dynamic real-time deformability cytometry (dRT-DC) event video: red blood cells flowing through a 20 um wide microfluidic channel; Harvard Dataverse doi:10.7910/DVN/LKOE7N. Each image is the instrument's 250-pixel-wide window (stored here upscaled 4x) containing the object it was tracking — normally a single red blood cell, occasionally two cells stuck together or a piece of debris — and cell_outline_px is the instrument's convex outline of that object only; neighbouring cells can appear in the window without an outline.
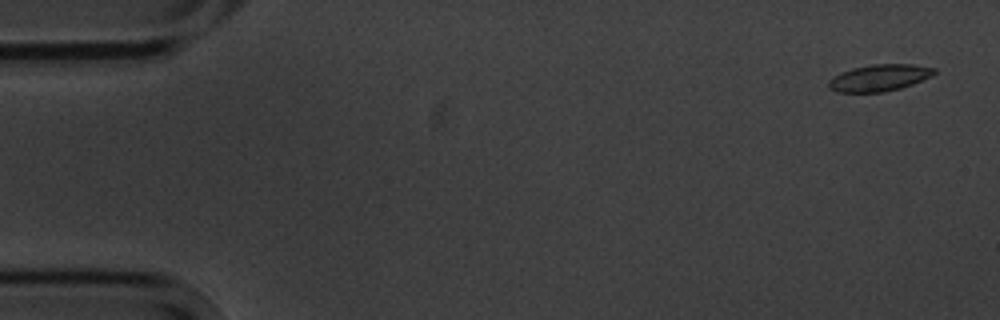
{"species": "common noctule bat (a hibernating species)", "species_latin": "Nyctalus noctula", "temperature_condition": "cold", "stored_images_in_passage": 6, "segment_of_instrument_passage": [1, 2], "camera_frame_rate_fps": 3000, "um_per_image_px": 0.085, "animal": {"sex": "male", "body_mass_g": 20.1, "forearm_length_mm": 53.5}, "frame": {"image": 1, "passage_image": 1, "time_ms": 0.0, "image_size_px": [1000, 320], "cell_outline_px": [[936, 72], [932, 76], [912, 84], [900, 88], [884, 92], [836, 92], [828, 88], [828, 80], [832, 76], [840, 72], [852, 68], [872, 64], [912, 64], [936, 68]], "centroid_in_image_um": [74.71, 6.61], "position_along_channel_um": 10.3, "area_um2": 16.59}}
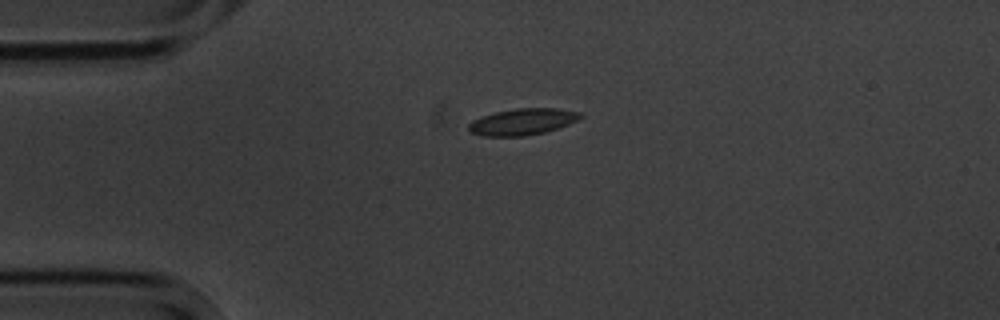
{"frame": {"image": 2, "passage_image": 4, "time_ms": 3.667, "image_size_px": [1000, 320], "cell_outline_px": [[584, 116], [568, 124], [544, 132], [524, 136], [484, 136], [468, 132], [468, 124], [472, 120], [480, 116], [496, 112], [516, 108], [556, 108], [580, 112]], "centroid_in_image_um": [44.37, 10.34], "position_along_channel_um": 40.6, "area_um2": 17.22}}